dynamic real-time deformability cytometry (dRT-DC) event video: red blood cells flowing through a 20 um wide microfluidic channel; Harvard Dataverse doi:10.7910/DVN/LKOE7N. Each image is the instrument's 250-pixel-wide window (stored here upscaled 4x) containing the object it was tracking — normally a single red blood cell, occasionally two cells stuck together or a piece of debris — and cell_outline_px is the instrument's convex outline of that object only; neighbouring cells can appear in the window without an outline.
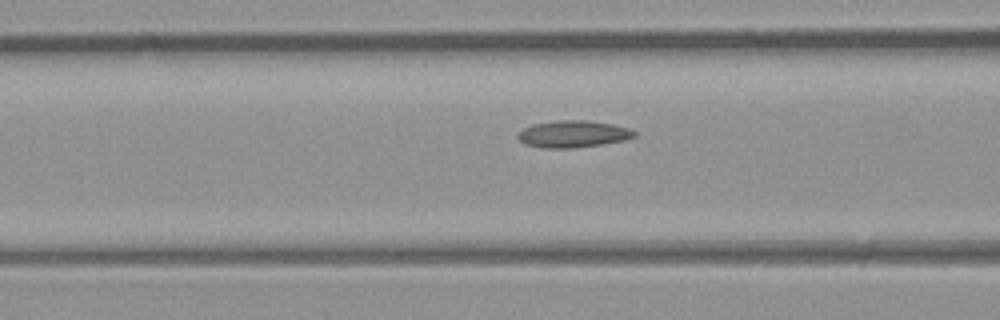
{"species": "common noctule bat (a hibernating species)", "species_latin": "Nyctalus noctula", "temperature_condition": "room temperature", "stored_images_in_passage": 5, "camera_frame_rate_fps": 3000, "um_per_image_px": 0.085, "animal": {"sex": "male", "body_mass_g": 23.1, "forearm_length_mm": 52.7}, "frame": {"image": 1, "passage_image": 5, "time_ms": 1.333, "image_size_px": [1000, 320], "cell_outline_px": [[636, 136], [624, 140], [604, 144], [572, 148], [540, 148], [524, 144], [516, 136], [524, 128], [532, 124], [556, 120], [588, 120], [612, 124], [628, 128], [636, 132]], "centroid_in_image_um": [48.7, 11.39], "position_along_channel_um": 117.9, "area_um2": 18.38}}